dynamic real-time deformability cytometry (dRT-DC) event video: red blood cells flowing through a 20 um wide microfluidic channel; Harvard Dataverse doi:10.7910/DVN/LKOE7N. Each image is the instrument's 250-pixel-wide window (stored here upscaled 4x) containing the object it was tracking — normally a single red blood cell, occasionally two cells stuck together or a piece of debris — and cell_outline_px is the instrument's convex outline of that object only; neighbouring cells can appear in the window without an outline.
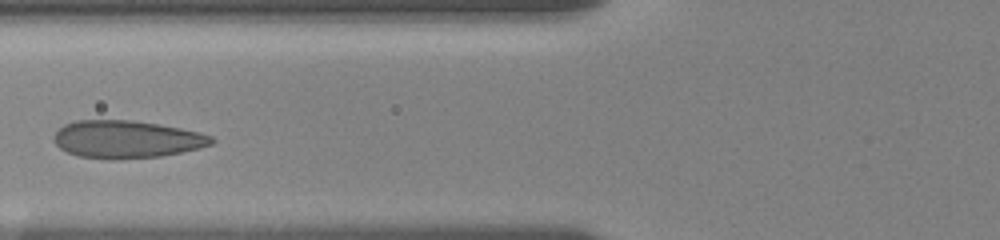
{"species": "human", "species_latin": "Homo sapiens", "temperature_condition": "room temperature", "stored_images_in_passage": 18, "camera_frame_rate_fps": 3000, "um_per_image_px": 0.085, "donor": {"sex": "female"}, "frame": {"image": 1, "passage_image": 11, "time_ms": 4.0, "image_size_px": [1000, 240], "cell_outline_px": [[216, 140], [212, 144], [200, 148], [160, 156], [116, 160], [112, 160], [80, 156], [68, 152], [60, 148], [52, 140], [52, 136], [64, 124], [76, 120], [132, 120], [180, 128], [200, 132], [212, 136]], "centroid_in_image_um": [10.75, 11.84], "position_along_channel_um": 115.0, "area_um2": 34.62}}
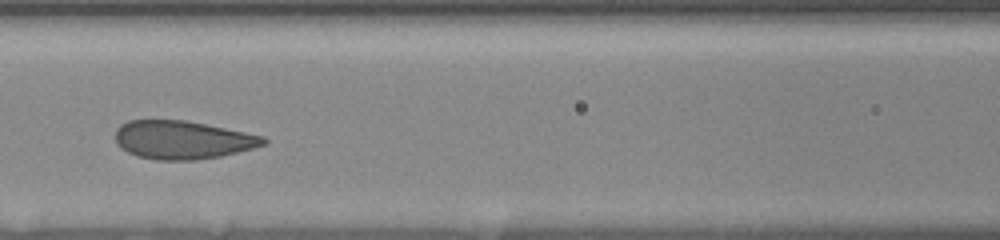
{"frame": {"image": 2, "passage_image": 14, "time_ms": 5.0, "image_size_px": [1000, 240], "cell_outline_px": [[268, 144], [220, 156], [196, 160], [156, 160], [136, 156], [120, 148], [116, 144], [116, 128], [120, 124], [128, 120], [184, 120], [264, 136], [268, 140]], "centroid_in_image_um": [15.48, 11.89], "position_along_channel_um": 151.1, "area_um2": 33.06}}
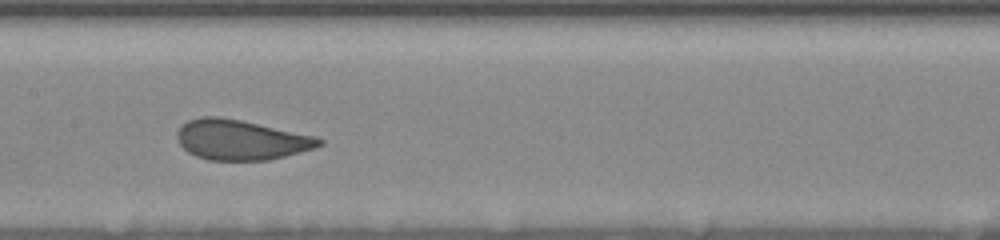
{"frame": {"image": 3, "passage_image": 16, "time_ms": 6.0, "image_size_px": [1000, 240], "cell_outline_px": [[324, 144], [316, 148], [268, 160], [208, 160], [196, 156], [188, 152], [180, 144], [176, 136], [176, 132], [188, 120], [200, 116], [220, 116], [240, 120], [316, 136], [324, 140]], "centroid_in_image_um": [20.49, 11.88], "position_along_channel_um": 186.9, "area_um2": 33.18}}